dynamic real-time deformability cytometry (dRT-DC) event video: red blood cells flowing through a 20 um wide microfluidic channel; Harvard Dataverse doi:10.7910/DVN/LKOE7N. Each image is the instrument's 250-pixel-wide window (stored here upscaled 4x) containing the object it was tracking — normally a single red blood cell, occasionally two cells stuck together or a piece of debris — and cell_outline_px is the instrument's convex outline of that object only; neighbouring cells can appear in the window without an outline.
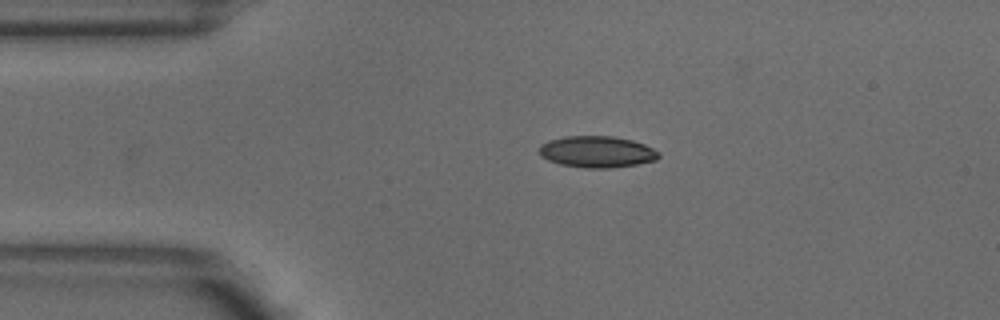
{"species": "common noctule bat (a hibernating species)", "species_latin": "Nyctalus noctula", "temperature_condition": "warm", "stored_images_in_passage": 4, "camera_frame_rate_fps": 3000, "um_per_image_px": 0.085, "animal": {"sex": "male", "body_mass_g": 18.8}, "frame": {"image": 1, "passage_image": 4, "time_ms": 1.0, "image_size_px": [1000, 320], "cell_outline_px": [[660, 156], [656, 160], [636, 164], [608, 168], [588, 168], [560, 164], [548, 160], [540, 156], [540, 144], [548, 140], [564, 136], [612, 136], [632, 140], [644, 144], [660, 152]], "centroid_in_image_um": [50.73, 12.89], "position_along_channel_um": 34.3, "area_um2": 21.91}}